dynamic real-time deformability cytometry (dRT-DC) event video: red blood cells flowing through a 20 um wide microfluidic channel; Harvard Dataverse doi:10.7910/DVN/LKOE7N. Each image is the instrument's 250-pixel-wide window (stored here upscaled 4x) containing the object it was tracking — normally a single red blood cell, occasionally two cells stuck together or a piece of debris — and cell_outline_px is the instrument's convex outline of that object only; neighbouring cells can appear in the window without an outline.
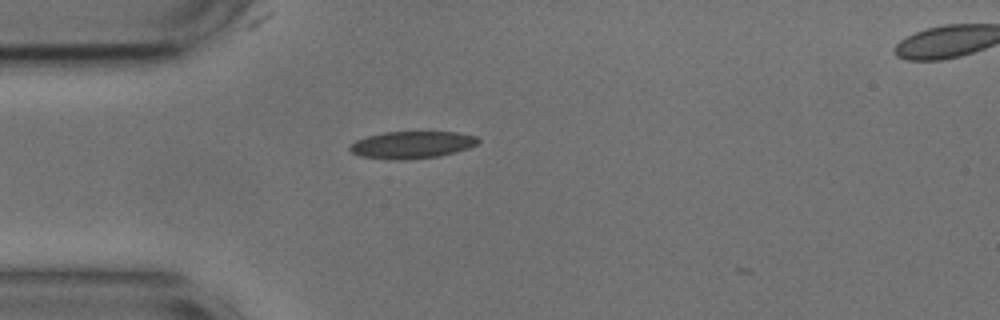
{"species": "common noctule bat (a hibernating species)", "species_latin": "Nyctalus noctula", "temperature_condition": "cold", "stored_images_in_passage": 2, "camera_frame_rate_fps": 3000, "um_per_image_px": 0.085, "animal": {"sex": "male", "body_mass_g": 17.9, "forearm_length_mm": 54.2}, "frame": {"image": 1, "passage_image": 1, "time_ms": 0.0, "image_size_px": [1000, 320], "cell_outline_px": [[480, 140], [476, 144], [468, 148], [456, 152], [440, 156], [404, 160], [392, 160], [360, 156], [352, 152], [348, 148], [356, 140], [368, 136], [384, 132], [456, 132], [476, 136]], "centroid_in_image_um": [35.01, 12.31], "position_along_channel_um": 50.0, "area_um2": 20.29}}